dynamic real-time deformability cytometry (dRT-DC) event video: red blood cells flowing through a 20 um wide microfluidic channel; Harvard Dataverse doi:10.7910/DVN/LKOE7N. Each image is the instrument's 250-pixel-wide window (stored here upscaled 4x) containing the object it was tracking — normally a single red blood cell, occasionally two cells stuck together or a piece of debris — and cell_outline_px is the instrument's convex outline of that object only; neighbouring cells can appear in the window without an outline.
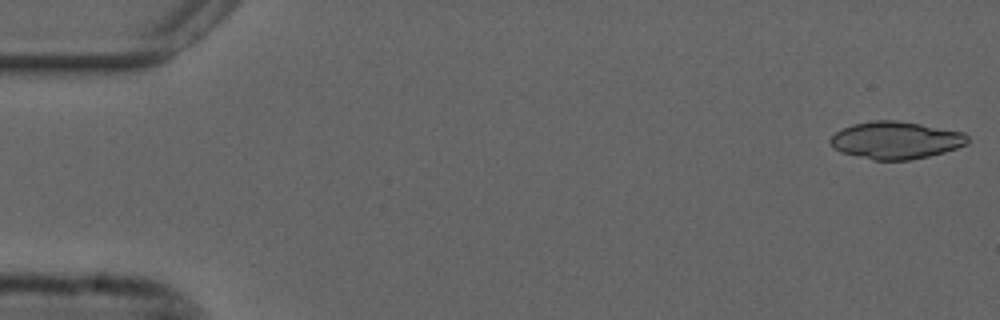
{"species": "common noctule bat (a hibernating species)", "species_latin": "Nyctalus noctula", "temperature_condition": "cold", "stored_images_in_passage": 54, "segment_of_instrument_passage": [1, 2], "camera_frame_rate_fps": 3000, "um_per_image_px": 0.085, "animal": {"sex": "male", "forearm_length_mm": 52.5}, "frame": {"image": 1, "passage_image": 1, "time_ms": 0.0, "image_size_px": [1000, 320], "cell_outline_px": [[968, 144], [944, 152], [928, 156], [908, 160], [872, 160], [840, 152], [832, 148], [828, 140], [836, 132], [852, 124], [872, 120], [900, 120], [964, 132], [968, 136]], "centroid_in_image_um": [76.12, 11.91], "position_along_channel_um": 8.9, "area_um2": 30.11}}